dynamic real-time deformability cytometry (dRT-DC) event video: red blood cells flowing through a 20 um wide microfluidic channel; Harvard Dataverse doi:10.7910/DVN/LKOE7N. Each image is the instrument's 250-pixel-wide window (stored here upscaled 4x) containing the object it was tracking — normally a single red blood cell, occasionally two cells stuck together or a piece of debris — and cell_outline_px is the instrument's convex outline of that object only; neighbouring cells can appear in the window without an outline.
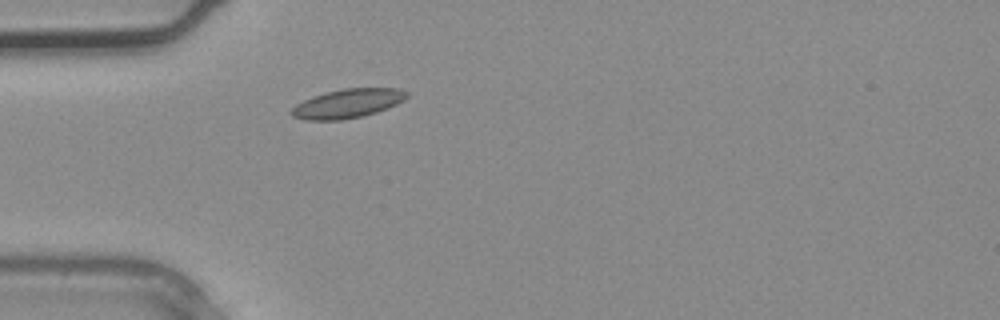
{"species": "common noctule bat (a hibernating species)", "species_latin": "Nyctalus noctula", "temperature_condition": "warm", "stored_images_in_passage": 1, "camera_frame_rate_fps": 3000, "um_per_image_px": 0.085, "animal": {"sex": "male", "body_mass_g": 20.4}, "frame": {"image": 1, "passage_image": 1, "time_ms": 0.0, "image_size_px": [1000, 320], "cell_outline_px": [[408, 96], [404, 100], [388, 108], [364, 116], [340, 120], [304, 120], [292, 116], [288, 112], [296, 104], [312, 96], [324, 92], [344, 88], [400, 88], [408, 92]], "centroid_in_image_um": [29.53, 8.79], "position_along_channel_um": 55.5, "area_um2": 19.71}}